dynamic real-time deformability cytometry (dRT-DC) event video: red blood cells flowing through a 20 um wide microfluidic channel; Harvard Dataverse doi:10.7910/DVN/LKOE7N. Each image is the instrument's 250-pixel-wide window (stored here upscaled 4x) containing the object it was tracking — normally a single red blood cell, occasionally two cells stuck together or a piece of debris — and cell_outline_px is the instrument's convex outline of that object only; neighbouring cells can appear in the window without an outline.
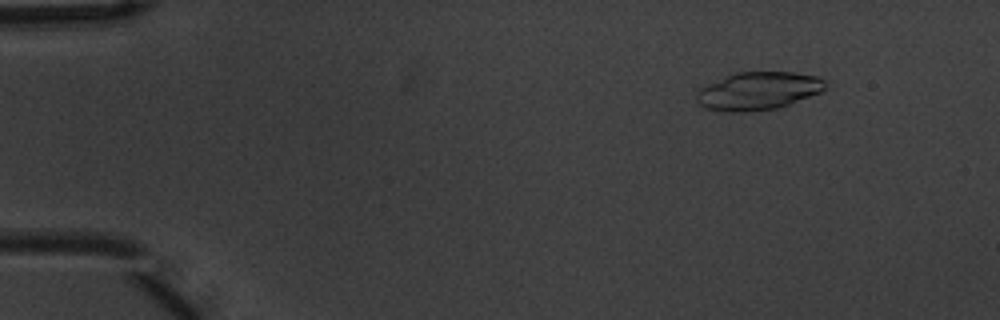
{"species": "common noctule bat (a hibernating species)", "species_latin": "Nyctalus noctula", "temperature_condition": "warm", "stored_images_in_passage": 4, "camera_frame_rate_fps": 3000, "um_per_image_px": 0.085, "animal": {"sex": "male", "body_mass_g": 20.1, "forearm_length_mm": 53.5}, "frame": {"image": 1, "passage_image": 4, "time_ms": 1.0, "image_size_px": [1000, 320], "cell_outline_px": [[832, 84], [820, 92], [788, 104], [776, 108], [744, 112], [732, 112], [704, 108], [696, 100], [696, 92], [700, 88], [724, 76], [736, 72], [796, 72], [816, 76]], "centroid_in_image_um": [64.46, 7.71], "position_along_channel_um": 20.5, "area_um2": 28.5}}